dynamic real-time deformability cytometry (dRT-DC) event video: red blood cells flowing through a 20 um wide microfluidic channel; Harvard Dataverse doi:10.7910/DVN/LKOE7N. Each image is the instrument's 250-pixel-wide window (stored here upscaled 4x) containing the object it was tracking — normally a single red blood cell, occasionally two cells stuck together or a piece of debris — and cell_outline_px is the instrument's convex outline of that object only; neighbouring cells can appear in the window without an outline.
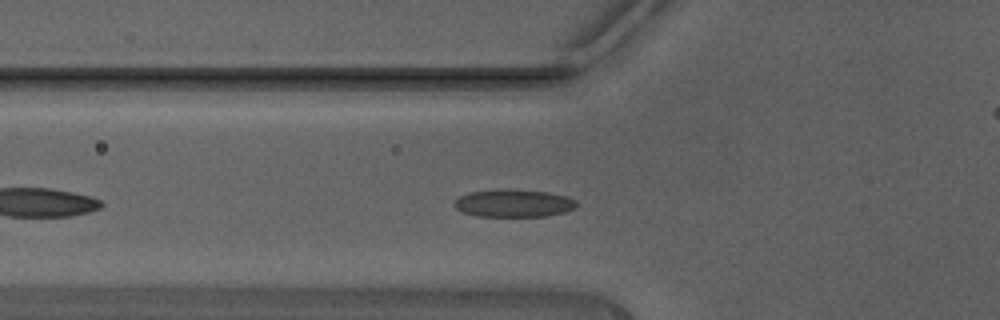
{"species": "Egyptian fruit bat (a non-hibernating species)", "species_latin": "Rousettus aegyptiacus", "temperature_condition": "warm", "stored_images_in_passage": 36, "camera_frame_rate_fps": 3000, "um_per_image_px": 0.085, "animal": {"sex": "male"}, "frame": {"image": 1, "passage_image": 6, "time_ms": 1.667, "image_size_px": [1000, 320], "cell_outline_px": [[576, 208], [564, 212], [548, 216], [476, 216], [464, 212], [456, 208], [452, 204], [460, 196], [468, 192], [500, 188], [508, 188], [548, 192], [564, 196], [576, 200]], "centroid_in_image_um": [43.64, 17.26], "position_along_channel_um": 82.2, "area_um2": 19.88}}
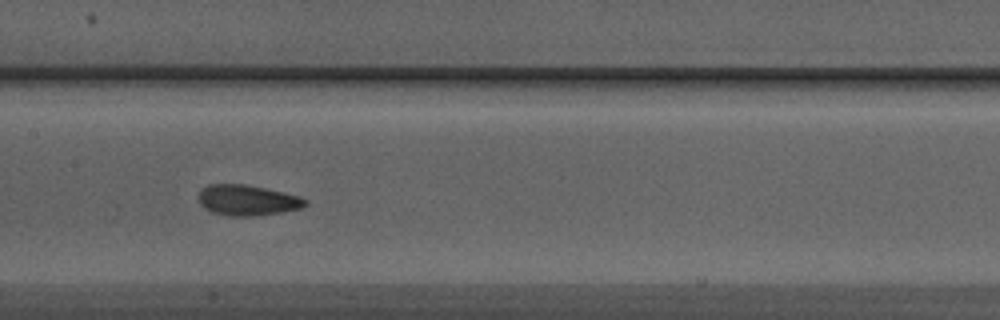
{"frame": {"image": 2, "passage_image": 13, "time_ms": 4.0, "image_size_px": [1000, 320], "cell_outline_px": [[308, 204], [300, 208], [280, 212], [256, 216], [232, 216], [212, 212], [204, 208], [200, 204], [196, 196], [200, 188], [208, 184], [244, 184], [264, 188], [300, 196], [308, 200]], "centroid_in_image_um": [20.97, 17.01], "position_along_channel_um": 186.4, "area_um2": 19.19}}
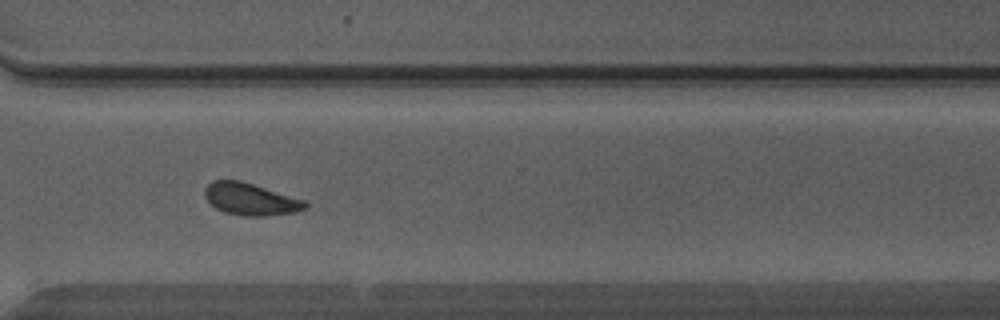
{"frame": {"image": 3, "passage_image": 24, "time_ms": 7.667, "image_size_px": [1000, 320], "cell_outline_px": [[308, 208], [296, 212], [264, 216], [244, 216], [224, 212], [216, 208], [204, 196], [204, 188], [212, 180], [240, 180], [304, 200], [308, 204]], "centroid_in_image_um": [21.28, 16.93], "position_along_channel_um": 349.3, "area_um2": 18.73}, "authors_computed_cell_mechanics": {"area_um2": 18.7561, "velocity_mm_per_s": 4.4548, "shape_relaxation_time_tau1_ms": 2.9254, "shape_relaxation_time_tau2_ms": 1.6376, "deformation_change_tau1": 0.0931, "deformation_change_tau2": 0.0752}}